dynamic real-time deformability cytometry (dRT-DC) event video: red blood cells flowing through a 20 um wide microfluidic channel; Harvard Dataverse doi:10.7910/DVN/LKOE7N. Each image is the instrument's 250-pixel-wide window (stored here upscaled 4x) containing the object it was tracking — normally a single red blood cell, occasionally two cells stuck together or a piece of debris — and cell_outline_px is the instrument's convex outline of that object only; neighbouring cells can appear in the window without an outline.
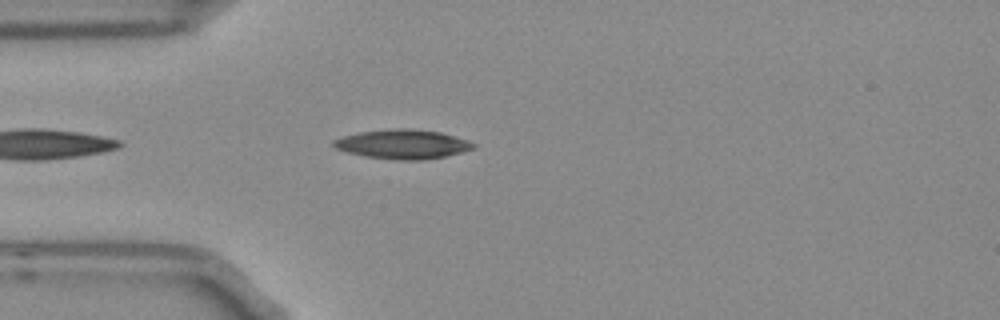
{"species": "Egyptian fruit bat (a non-hibernating species)", "species_latin": "Rousettus aegyptiacus", "temperature_condition": "room temperature", "stored_images_in_passage": 2, "camera_frame_rate_fps": 3000, "um_per_image_px": 0.085, "frame": {"image": 1, "passage_image": 2, "time_ms": 0.333, "image_size_px": [1000, 320], "cell_outline_px": [[476, 148], [444, 156], [424, 160], [396, 160], [368, 156], [348, 152], [336, 148], [332, 144], [332, 140], [340, 136], [360, 132], [396, 128], [404, 128], [440, 132], [468, 140], [476, 144]], "centroid_in_image_um": [34.22, 12.25], "position_along_channel_um": 50.8, "area_um2": 23.7}}